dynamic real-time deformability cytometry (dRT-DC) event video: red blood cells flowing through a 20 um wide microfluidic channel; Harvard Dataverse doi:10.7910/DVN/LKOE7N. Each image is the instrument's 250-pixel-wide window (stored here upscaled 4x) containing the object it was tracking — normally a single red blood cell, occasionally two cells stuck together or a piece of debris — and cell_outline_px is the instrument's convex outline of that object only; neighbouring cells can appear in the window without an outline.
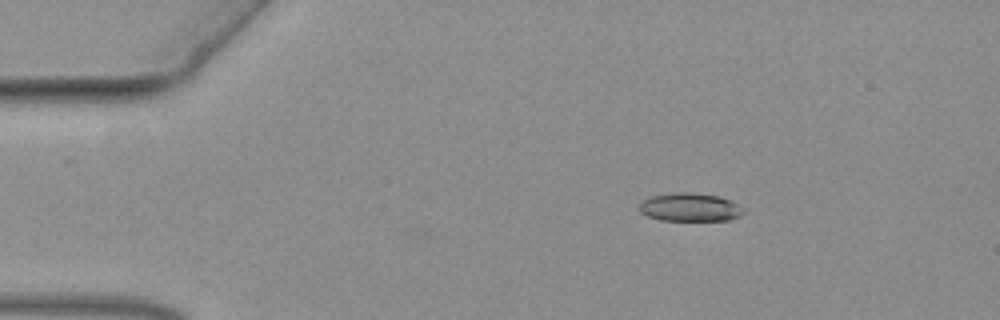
{"species": "common noctule bat (a hibernating species)", "species_latin": "Nyctalus noctula", "temperature_condition": "warm", "stored_images_in_passage": 48, "camera_frame_rate_fps": 3000, "um_per_image_px": 0.085, "animal": {"sex": "female", "body_mass_g": 19.3, "forearm_length_mm": 54.1}, "frame": {"image": 1, "passage_image": 1, "time_ms": 0.0, "image_size_px": [1000, 320], "cell_outline_px": [[744, 212], [740, 216], [728, 220], [660, 220], [648, 216], [640, 212], [640, 204], [644, 200], [652, 196], [676, 192], [684, 192], [720, 196], [744, 208]], "centroid_in_image_um": [58.65, 17.62], "position_along_channel_um": 26.3, "area_um2": 16.94}}
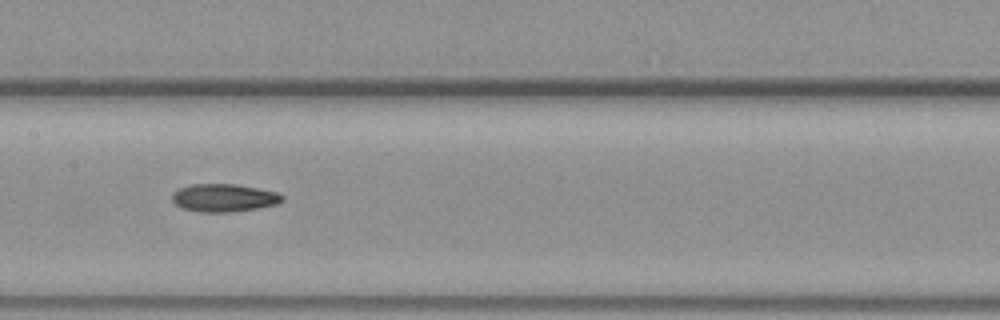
{"frame": {"image": 2, "passage_image": 20, "time_ms": 6.333, "image_size_px": [1000, 320], "cell_outline_px": [[284, 200], [276, 204], [260, 208], [232, 212], [200, 212], [180, 208], [172, 200], [172, 196], [180, 188], [192, 184], [236, 184], [276, 192], [284, 196]], "centroid_in_image_um": [19.05, 16.83], "position_along_channel_um": 188.4, "area_um2": 17.86}}
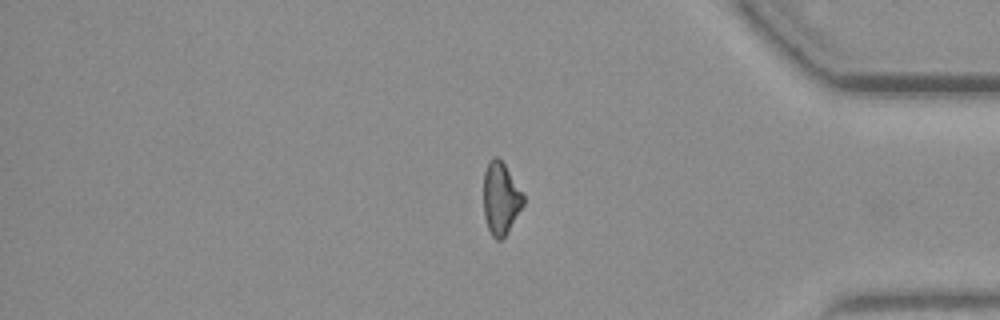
{"frame": {"image": 3, "passage_image": 39, "time_ms": 12.667, "image_size_px": [1000, 320], "cell_outline_px": [[524, 204], [508, 232], [500, 240], [496, 240], [492, 236], [488, 228], [484, 216], [484, 172], [488, 160], [492, 156], [496, 156], [504, 164], [524, 196]], "centroid_in_image_um": [42.55, 16.87], "position_along_channel_um": 392.7, "area_um2": 16.65}}